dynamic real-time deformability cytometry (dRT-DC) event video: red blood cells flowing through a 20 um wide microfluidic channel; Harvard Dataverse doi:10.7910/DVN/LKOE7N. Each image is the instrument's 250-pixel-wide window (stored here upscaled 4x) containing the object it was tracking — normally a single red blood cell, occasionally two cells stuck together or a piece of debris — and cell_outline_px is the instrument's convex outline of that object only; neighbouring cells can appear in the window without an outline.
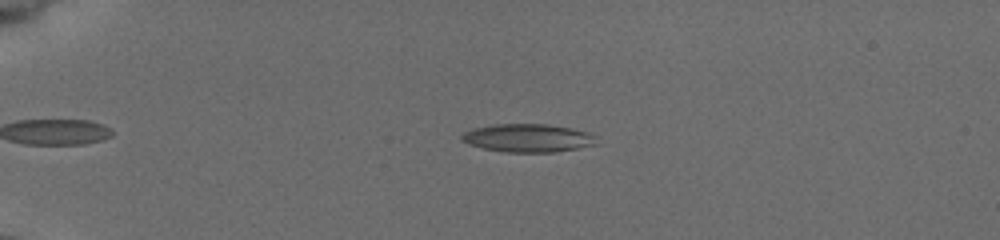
{"species": "common noctule bat (a hibernating species)", "species_latin": "Nyctalus noctula", "temperature_condition": "cold", "stored_images_in_passage": 44, "camera_frame_rate_fps": 3000, "um_per_image_px": 0.085, "animal": {"sex": "female", "body_mass_g": 19.5, "forearm_length_mm": 54.1}, "frame": {"image": 1, "passage_image": 14, "time_ms": 4.333, "image_size_px": [1000, 240], "cell_outline_px": [[596, 144], [576, 148], [552, 152], [504, 152], [484, 148], [468, 144], [460, 140], [460, 136], [464, 132], [472, 128], [492, 124], [544, 124], [572, 128], [588, 132], [596, 136]], "centroid_in_image_um": [44.83, 11.72], "position_along_channel_um": 40.2, "area_um2": 22.14}}
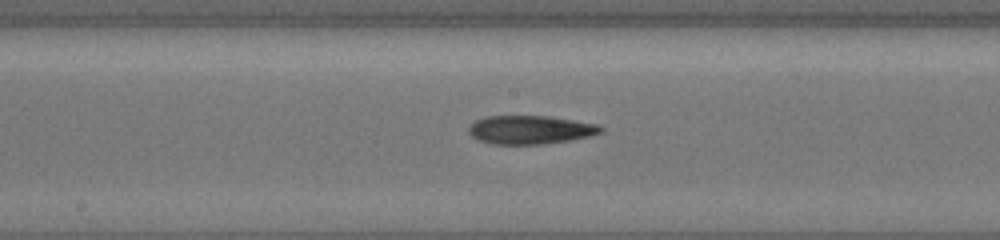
{"frame": {"image": 2, "passage_image": 31, "time_ms": 10.0, "image_size_px": [1000, 240], "cell_outline_px": [[604, 128], [600, 132], [588, 136], [568, 140], [544, 144], [492, 144], [480, 140], [472, 136], [468, 132], [468, 128], [476, 120], [488, 116], [548, 116], [596, 124]], "centroid_in_image_um": [45.04, 11.03], "position_along_channel_um": 203.2, "area_um2": 21.62}}
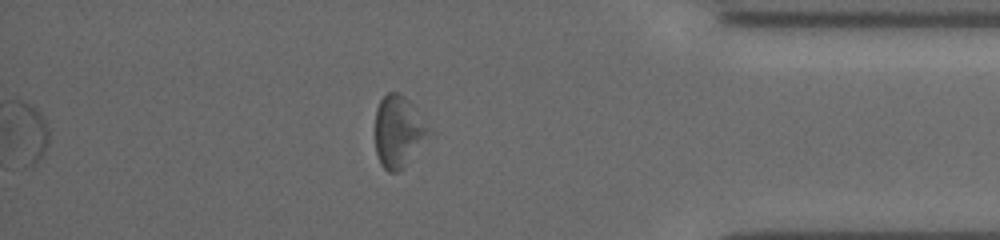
{"frame": {"image": 3, "passage_image": 44, "time_ms": 14.333, "image_size_px": [1000, 240], "cell_outline_px": [[436, 132], [404, 168], [396, 172], [388, 172], [380, 164], [376, 152], [376, 108], [380, 100], [388, 92], [400, 92], [408, 100]], "centroid_in_image_um": [33.95, 11.2], "position_along_channel_um": 401.3, "area_um2": 23.18}}